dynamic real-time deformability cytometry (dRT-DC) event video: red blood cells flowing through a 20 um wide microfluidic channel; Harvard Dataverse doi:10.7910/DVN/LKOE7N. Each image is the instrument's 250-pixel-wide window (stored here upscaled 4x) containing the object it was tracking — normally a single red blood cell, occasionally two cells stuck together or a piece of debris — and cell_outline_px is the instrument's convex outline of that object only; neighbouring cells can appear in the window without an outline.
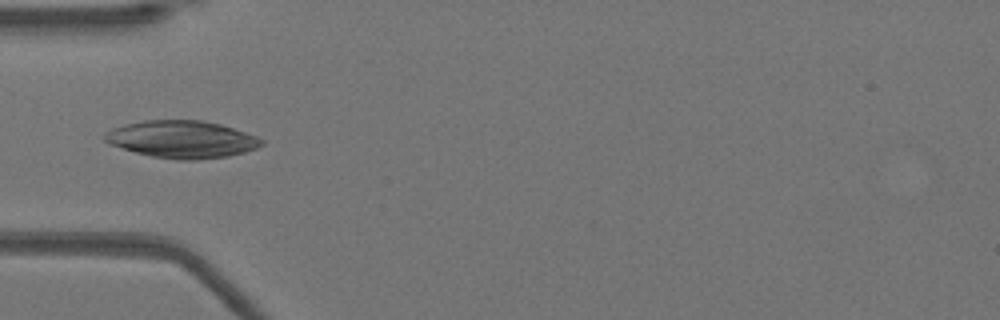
{"species": "Egyptian fruit bat (a non-hibernating species)", "species_latin": "Rousettus aegyptiacus", "temperature_condition": "warm", "stored_images_in_passage": 12, "camera_frame_rate_fps": 3000, "um_per_image_px": 0.085, "animal": {"sex": "female"}, "frame": {"image": 1, "passage_image": 1, "time_ms": 0.0, "image_size_px": [1000, 320], "cell_outline_px": [[264, 144], [256, 148], [244, 152], [228, 156], [196, 160], [176, 160], [152, 156], [136, 152], [108, 144], [104, 140], [104, 132], [112, 128], [144, 120], [204, 120], [220, 124], [256, 136], [264, 140]], "centroid_in_image_um": [15.45, 11.84], "position_along_channel_um": 69.5, "area_um2": 34.04}}